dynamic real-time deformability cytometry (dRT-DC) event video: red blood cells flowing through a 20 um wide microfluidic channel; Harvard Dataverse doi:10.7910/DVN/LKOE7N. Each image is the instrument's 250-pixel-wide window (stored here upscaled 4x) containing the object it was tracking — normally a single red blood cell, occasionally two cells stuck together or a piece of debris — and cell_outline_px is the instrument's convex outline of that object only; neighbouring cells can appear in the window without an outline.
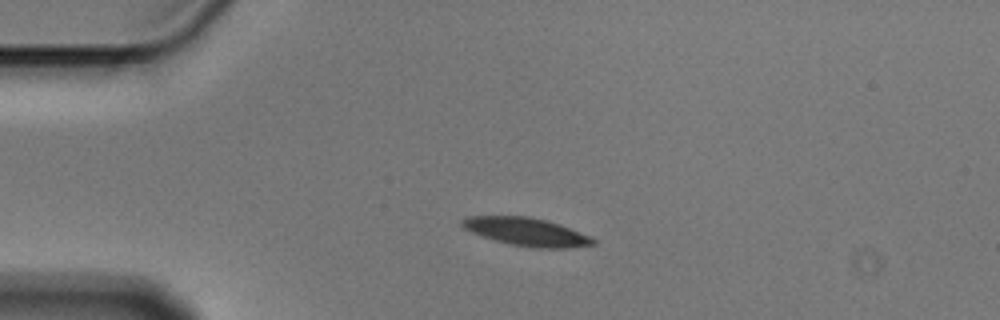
{"species": "Egyptian fruit bat (a non-hibernating species)", "species_latin": "Rousettus aegyptiacus", "temperature_condition": "cold", "stored_images_in_passage": 3, "camera_frame_rate_fps": 3000, "um_per_image_px": 0.085, "animal": {"sex": "male"}, "frame": {"image": 1, "passage_image": 1, "time_ms": 0.0, "image_size_px": [1000, 320], "cell_outline_px": [[596, 244], [568, 248], [536, 248], [508, 244], [472, 232], [464, 228], [460, 224], [460, 220], [468, 216], [528, 216], [560, 224], [588, 236], [596, 240]], "centroid_in_image_um": [44.73, 19.7], "position_along_channel_um": 40.3, "area_um2": 21.21}}
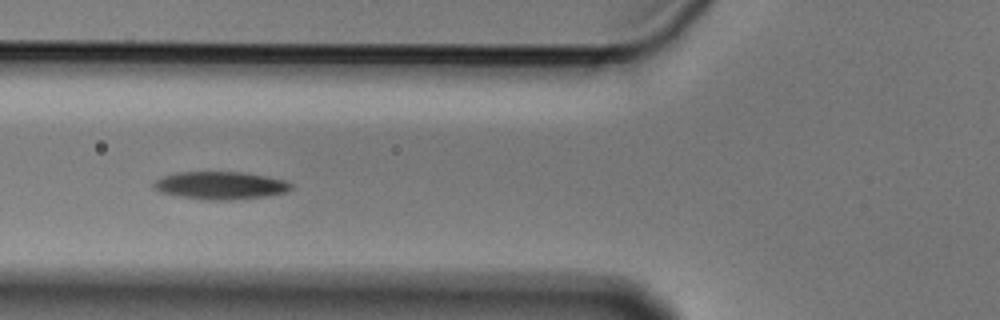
{"frame": {"image": 2, "passage_image": 3, "time_ms": 0.667, "image_size_px": [1000, 320], "cell_outline_px": [[292, 188], [288, 192], [264, 196], [232, 200], [208, 200], [176, 196], [160, 192], [152, 188], [152, 180], [160, 176], [176, 172], [244, 172], [284, 180], [292, 184]], "centroid_in_image_um": [18.65, 15.76], "position_along_channel_um": 107.1, "area_um2": 22.48}}